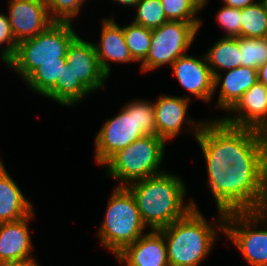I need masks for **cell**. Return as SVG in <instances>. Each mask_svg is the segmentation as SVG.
I'll return each instance as SVG.
<instances>
[{
	"instance_id": "38",
	"label": "cell",
	"mask_w": 267,
	"mask_h": 266,
	"mask_svg": "<svg viewBox=\"0 0 267 266\" xmlns=\"http://www.w3.org/2000/svg\"><path fill=\"white\" fill-rule=\"evenodd\" d=\"M264 8L265 14L267 15V0H259Z\"/></svg>"
},
{
	"instance_id": "25",
	"label": "cell",
	"mask_w": 267,
	"mask_h": 266,
	"mask_svg": "<svg viewBox=\"0 0 267 266\" xmlns=\"http://www.w3.org/2000/svg\"><path fill=\"white\" fill-rule=\"evenodd\" d=\"M123 32L125 42L135 63H142L149 52L152 30L132 22L123 26Z\"/></svg>"
},
{
	"instance_id": "34",
	"label": "cell",
	"mask_w": 267,
	"mask_h": 266,
	"mask_svg": "<svg viewBox=\"0 0 267 266\" xmlns=\"http://www.w3.org/2000/svg\"><path fill=\"white\" fill-rule=\"evenodd\" d=\"M35 260L1 261L0 266H40Z\"/></svg>"
},
{
	"instance_id": "20",
	"label": "cell",
	"mask_w": 267,
	"mask_h": 266,
	"mask_svg": "<svg viewBox=\"0 0 267 266\" xmlns=\"http://www.w3.org/2000/svg\"><path fill=\"white\" fill-rule=\"evenodd\" d=\"M33 210V204L26 199L0 159V223L20 220Z\"/></svg>"
},
{
	"instance_id": "24",
	"label": "cell",
	"mask_w": 267,
	"mask_h": 266,
	"mask_svg": "<svg viewBox=\"0 0 267 266\" xmlns=\"http://www.w3.org/2000/svg\"><path fill=\"white\" fill-rule=\"evenodd\" d=\"M241 15V37H267V15L260 1L241 9Z\"/></svg>"
},
{
	"instance_id": "37",
	"label": "cell",
	"mask_w": 267,
	"mask_h": 266,
	"mask_svg": "<svg viewBox=\"0 0 267 266\" xmlns=\"http://www.w3.org/2000/svg\"><path fill=\"white\" fill-rule=\"evenodd\" d=\"M117 3H120L121 5L125 6H130V7H135V5L140 1V0H113Z\"/></svg>"
},
{
	"instance_id": "4",
	"label": "cell",
	"mask_w": 267,
	"mask_h": 266,
	"mask_svg": "<svg viewBox=\"0 0 267 266\" xmlns=\"http://www.w3.org/2000/svg\"><path fill=\"white\" fill-rule=\"evenodd\" d=\"M217 212L219 224L213 220L209 224L193 207L184 217L159 230L165 238L169 266H199L210 254L217 231L224 232L225 213Z\"/></svg>"
},
{
	"instance_id": "14",
	"label": "cell",
	"mask_w": 267,
	"mask_h": 266,
	"mask_svg": "<svg viewBox=\"0 0 267 266\" xmlns=\"http://www.w3.org/2000/svg\"><path fill=\"white\" fill-rule=\"evenodd\" d=\"M203 56L197 58L186 54L179 57L170 67L184 89L209 103L214 94V76L205 55Z\"/></svg>"
},
{
	"instance_id": "12",
	"label": "cell",
	"mask_w": 267,
	"mask_h": 266,
	"mask_svg": "<svg viewBox=\"0 0 267 266\" xmlns=\"http://www.w3.org/2000/svg\"><path fill=\"white\" fill-rule=\"evenodd\" d=\"M7 16L17 43L35 37L53 23L44 0H9Z\"/></svg>"
},
{
	"instance_id": "1",
	"label": "cell",
	"mask_w": 267,
	"mask_h": 266,
	"mask_svg": "<svg viewBox=\"0 0 267 266\" xmlns=\"http://www.w3.org/2000/svg\"><path fill=\"white\" fill-rule=\"evenodd\" d=\"M202 149L207 172L226 170L238 161H267V134L236 127L221 118L205 120L195 139Z\"/></svg>"
},
{
	"instance_id": "15",
	"label": "cell",
	"mask_w": 267,
	"mask_h": 266,
	"mask_svg": "<svg viewBox=\"0 0 267 266\" xmlns=\"http://www.w3.org/2000/svg\"><path fill=\"white\" fill-rule=\"evenodd\" d=\"M230 111L236 116L221 118L228 125L253 128L267 134V87L258 81Z\"/></svg>"
},
{
	"instance_id": "6",
	"label": "cell",
	"mask_w": 267,
	"mask_h": 266,
	"mask_svg": "<svg viewBox=\"0 0 267 266\" xmlns=\"http://www.w3.org/2000/svg\"><path fill=\"white\" fill-rule=\"evenodd\" d=\"M77 36L72 23L53 22L35 37L20 41L5 64L24 81L43 63L66 62L69 45Z\"/></svg>"
},
{
	"instance_id": "8",
	"label": "cell",
	"mask_w": 267,
	"mask_h": 266,
	"mask_svg": "<svg viewBox=\"0 0 267 266\" xmlns=\"http://www.w3.org/2000/svg\"><path fill=\"white\" fill-rule=\"evenodd\" d=\"M166 140L145 135L114 154L104 165L107 177L119 180L117 186L128 184L165 172L160 166Z\"/></svg>"
},
{
	"instance_id": "21",
	"label": "cell",
	"mask_w": 267,
	"mask_h": 266,
	"mask_svg": "<svg viewBox=\"0 0 267 266\" xmlns=\"http://www.w3.org/2000/svg\"><path fill=\"white\" fill-rule=\"evenodd\" d=\"M204 55L213 76L241 66L238 37L220 38Z\"/></svg>"
},
{
	"instance_id": "2",
	"label": "cell",
	"mask_w": 267,
	"mask_h": 266,
	"mask_svg": "<svg viewBox=\"0 0 267 266\" xmlns=\"http://www.w3.org/2000/svg\"><path fill=\"white\" fill-rule=\"evenodd\" d=\"M132 194L141 219L150 230H160L184 217L193 207V200L183 203L187 193L184 181L175 174L163 172L125 186Z\"/></svg>"
},
{
	"instance_id": "28",
	"label": "cell",
	"mask_w": 267,
	"mask_h": 266,
	"mask_svg": "<svg viewBox=\"0 0 267 266\" xmlns=\"http://www.w3.org/2000/svg\"><path fill=\"white\" fill-rule=\"evenodd\" d=\"M53 22H69L77 17L85 0H44Z\"/></svg>"
},
{
	"instance_id": "3",
	"label": "cell",
	"mask_w": 267,
	"mask_h": 266,
	"mask_svg": "<svg viewBox=\"0 0 267 266\" xmlns=\"http://www.w3.org/2000/svg\"><path fill=\"white\" fill-rule=\"evenodd\" d=\"M207 173V187L223 213L254 211L267 186V161H238Z\"/></svg>"
},
{
	"instance_id": "31",
	"label": "cell",
	"mask_w": 267,
	"mask_h": 266,
	"mask_svg": "<svg viewBox=\"0 0 267 266\" xmlns=\"http://www.w3.org/2000/svg\"><path fill=\"white\" fill-rule=\"evenodd\" d=\"M6 44L1 50V58L6 63L15 53L17 41L15 40L7 14L0 13V45Z\"/></svg>"
},
{
	"instance_id": "30",
	"label": "cell",
	"mask_w": 267,
	"mask_h": 266,
	"mask_svg": "<svg viewBox=\"0 0 267 266\" xmlns=\"http://www.w3.org/2000/svg\"><path fill=\"white\" fill-rule=\"evenodd\" d=\"M216 15V21L226 31L223 37H241V9L223 5Z\"/></svg>"
},
{
	"instance_id": "13",
	"label": "cell",
	"mask_w": 267,
	"mask_h": 266,
	"mask_svg": "<svg viewBox=\"0 0 267 266\" xmlns=\"http://www.w3.org/2000/svg\"><path fill=\"white\" fill-rule=\"evenodd\" d=\"M67 68L91 92L101 90L108 76L101 69L94 44L77 36L69 45Z\"/></svg>"
},
{
	"instance_id": "16",
	"label": "cell",
	"mask_w": 267,
	"mask_h": 266,
	"mask_svg": "<svg viewBox=\"0 0 267 266\" xmlns=\"http://www.w3.org/2000/svg\"><path fill=\"white\" fill-rule=\"evenodd\" d=\"M115 257L124 266H169L165 238L159 230L143 234Z\"/></svg>"
},
{
	"instance_id": "17",
	"label": "cell",
	"mask_w": 267,
	"mask_h": 266,
	"mask_svg": "<svg viewBox=\"0 0 267 266\" xmlns=\"http://www.w3.org/2000/svg\"><path fill=\"white\" fill-rule=\"evenodd\" d=\"M34 211L17 221L0 223V262L16 260H36L32 257L33 242L29 230Z\"/></svg>"
},
{
	"instance_id": "19",
	"label": "cell",
	"mask_w": 267,
	"mask_h": 266,
	"mask_svg": "<svg viewBox=\"0 0 267 266\" xmlns=\"http://www.w3.org/2000/svg\"><path fill=\"white\" fill-rule=\"evenodd\" d=\"M225 74L224 79L222 74L214 76V93L221 86L216 107L230 112L242 95L258 82V70L240 66Z\"/></svg>"
},
{
	"instance_id": "22",
	"label": "cell",
	"mask_w": 267,
	"mask_h": 266,
	"mask_svg": "<svg viewBox=\"0 0 267 266\" xmlns=\"http://www.w3.org/2000/svg\"><path fill=\"white\" fill-rule=\"evenodd\" d=\"M91 92L80 82L74 73L67 68H63L61 83H56L55 88L46 96L60 105L71 107L79 103Z\"/></svg>"
},
{
	"instance_id": "26",
	"label": "cell",
	"mask_w": 267,
	"mask_h": 266,
	"mask_svg": "<svg viewBox=\"0 0 267 266\" xmlns=\"http://www.w3.org/2000/svg\"><path fill=\"white\" fill-rule=\"evenodd\" d=\"M241 66L257 69L267 62V37H238Z\"/></svg>"
},
{
	"instance_id": "35",
	"label": "cell",
	"mask_w": 267,
	"mask_h": 266,
	"mask_svg": "<svg viewBox=\"0 0 267 266\" xmlns=\"http://www.w3.org/2000/svg\"><path fill=\"white\" fill-rule=\"evenodd\" d=\"M258 81L267 87V62L258 68Z\"/></svg>"
},
{
	"instance_id": "32",
	"label": "cell",
	"mask_w": 267,
	"mask_h": 266,
	"mask_svg": "<svg viewBox=\"0 0 267 266\" xmlns=\"http://www.w3.org/2000/svg\"><path fill=\"white\" fill-rule=\"evenodd\" d=\"M253 212L256 215H258V217L263 222H266L267 220V186L264 192L262 193V195L260 196L259 202Z\"/></svg>"
},
{
	"instance_id": "7",
	"label": "cell",
	"mask_w": 267,
	"mask_h": 266,
	"mask_svg": "<svg viewBox=\"0 0 267 266\" xmlns=\"http://www.w3.org/2000/svg\"><path fill=\"white\" fill-rule=\"evenodd\" d=\"M105 211L97 235L102 246L116 256L145 234L143 230L146 226L131 192L125 186H115Z\"/></svg>"
},
{
	"instance_id": "23",
	"label": "cell",
	"mask_w": 267,
	"mask_h": 266,
	"mask_svg": "<svg viewBox=\"0 0 267 266\" xmlns=\"http://www.w3.org/2000/svg\"><path fill=\"white\" fill-rule=\"evenodd\" d=\"M65 65L66 62L43 63L24 81L31 90L46 97L55 88L56 83H61V74Z\"/></svg>"
},
{
	"instance_id": "29",
	"label": "cell",
	"mask_w": 267,
	"mask_h": 266,
	"mask_svg": "<svg viewBox=\"0 0 267 266\" xmlns=\"http://www.w3.org/2000/svg\"><path fill=\"white\" fill-rule=\"evenodd\" d=\"M168 21L202 23L197 11L186 0H160Z\"/></svg>"
},
{
	"instance_id": "27",
	"label": "cell",
	"mask_w": 267,
	"mask_h": 266,
	"mask_svg": "<svg viewBox=\"0 0 267 266\" xmlns=\"http://www.w3.org/2000/svg\"><path fill=\"white\" fill-rule=\"evenodd\" d=\"M135 8L137 14L132 21L135 24L153 30L168 22L160 0H140Z\"/></svg>"
},
{
	"instance_id": "36",
	"label": "cell",
	"mask_w": 267,
	"mask_h": 266,
	"mask_svg": "<svg viewBox=\"0 0 267 266\" xmlns=\"http://www.w3.org/2000/svg\"><path fill=\"white\" fill-rule=\"evenodd\" d=\"M198 13L204 8L199 0H186Z\"/></svg>"
},
{
	"instance_id": "18",
	"label": "cell",
	"mask_w": 267,
	"mask_h": 266,
	"mask_svg": "<svg viewBox=\"0 0 267 266\" xmlns=\"http://www.w3.org/2000/svg\"><path fill=\"white\" fill-rule=\"evenodd\" d=\"M115 18H104L101 27L100 44L94 47L99 64L104 73L110 77V62L131 63L133 59L130 50L125 42L123 27H120Z\"/></svg>"
},
{
	"instance_id": "9",
	"label": "cell",
	"mask_w": 267,
	"mask_h": 266,
	"mask_svg": "<svg viewBox=\"0 0 267 266\" xmlns=\"http://www.w3.org/2000/svg\"><path fill=\"white\" fill-rule=\"evenodd\" d=\"M201 23L168 21L152 30L151 45L146 59L140 64L141 72H148L163 65L170 66L181 56L186 55Z\"/></svg>"
},
{
	"instance_id": "5",
	"label": "cell",
	"mask_w": 267,
	"mask_h": 266,
	"mask_svg": "<svg viewBox=\"0 0 267 266\" xmlns=\"http://www.w3.org/2000/svg\"><path fill=\"white\" fill-rule=\"evenodd\" d=\"M132 100L104 122L95 137V161L103 166L114 154L145 135L157 136L154 105Z\"/></svg>"
},
{
	"instance_id": "39",
	"label": "cell",
	"mask_w": 267,
	"mask_h": 266,
	"mask_svg": "<svg viewBox=\"0 0 267 266\" xmlns=\"http://www.w3.org/2000/svg\"><path fill=\"white\" fill-rule=\"evenodd\" d=\"M204 6H206L205 4L208 3V0H199Z\"/></svg>"
},
{
	"instance_id": "33",
	"label": "cell",
	"mask_w": 267,
	"mask_h": 266,
	"mask_svg": "<svg viewBox=\"0 0 267 266\" xmlns=\"http://www.w3.org/2000/svg\"><path fill=\"white\" fill-rule=\"evenodd\" d=\"M226 6H230L236 9H243L250 6L256 2V0H223Z\"/></svg>"
},
{
	"instance_id": "11",
	"label": "cell",
	"mask_w": 267,
	"mask_h": 266,
	"mask_svg": "<svg viewBox=\"0 0 267 266\" xmlns=\"http://www.w3.org/2000/svg\"><path fill=\"white\" fill-rule=\"evenodd\" d=\"M191 98L190 96L181 97L174 95H162L156 100L154 105L155 124L157 130V136L163 138L166 141H170L176 138L181 129H183L184 123L191 125L194 138L198 136L201 127L205 121L191 120L188 117V107ZM194 131V132H193Z\"/></svg>"
},
{
	"instance_id": "10",
	"label": "cell",
	"mask_w": 267,
	"mask_h": 266,
	"mask_svg": "<svg viewBox=\"0 0 267 266\" xmlns=\"http://www.w3.org/2000/svg\"><path fill=\"white\" fill-rule=\"evenodd\" d=\"M253 211L225 213L224 232L250 266H267V227Z\"/></svg>"
}]
</instances>
